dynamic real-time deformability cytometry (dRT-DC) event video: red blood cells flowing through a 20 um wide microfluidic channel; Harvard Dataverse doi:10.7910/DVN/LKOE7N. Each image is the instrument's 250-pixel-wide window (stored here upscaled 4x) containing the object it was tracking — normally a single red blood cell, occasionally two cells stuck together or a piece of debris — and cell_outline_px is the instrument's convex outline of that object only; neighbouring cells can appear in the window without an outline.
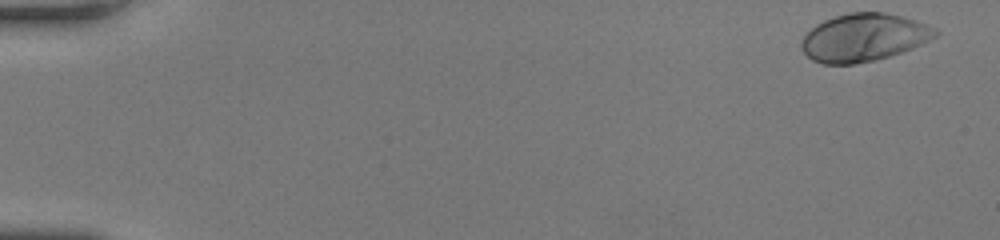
{"species": "human", "species_latin": "Homo sapiens", "temperature_condition": "room temperature", "stored_images_in_passage": 52, "camera_frame_rate_fps": 3000, "um_per_image_px": 0.085, "donor": {"sex": "female"}, "frame": {"image": 1, "passage_image": 1, "time_ms": 0.0, "image_size_px": [1000, 240], "cell_outline_px": [[940, 32], [936, 36], [912, 48], [876, 60], [852, 64], [824, 64], [812, 60], [800, 48], [800, 44], [804, 36], [816, 24], [824, 20], [848, 12], [884, 12], [900, 16], [936, 28]], "centroid_in_image_um": [73.39, 3.19], "position_along_channel_um": 11.6, "area_um2": 36.93}}
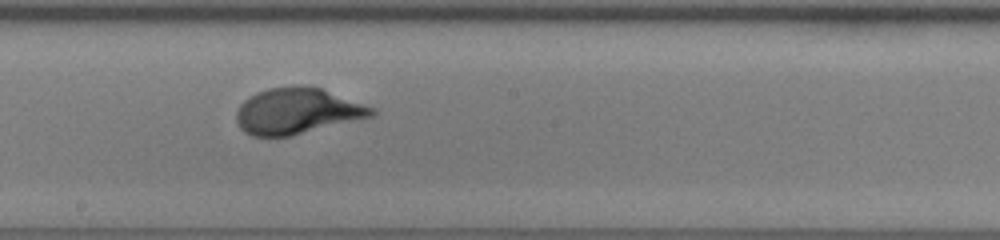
{"frame": {"image": 2, "passage_image": 30, "time_ms": 9.667, "image_size_px": [1000, 240], "cell_outline_px": [[376, 112], [372, 116], [292, 136], [252, 136], [244, 132], [240, 128], [236, 120], [236, 112], [240, 104], [244, 100], [256, 92], [268, 88], [300, 84], [320, 88], [376, 108]], "centroid_in_image_um": [25.24, 9.43], "position_along_channel_um": 223.0, "area_um2": 36.36}}
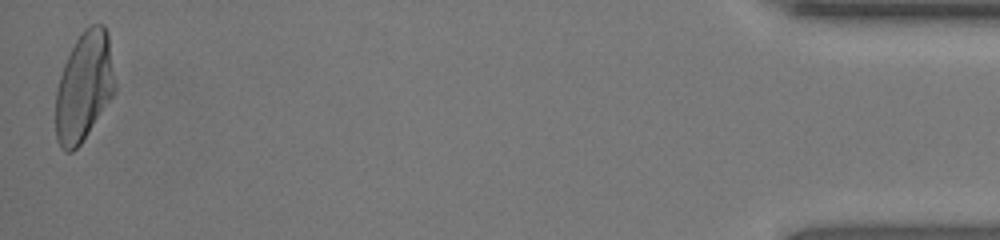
{"frame": {"image": 3, "passage_image": 52, "time_ms": 17.0, "image_size_px": [1000, 240], "cell_outline_px": [[116, 88], [112, 96], [80, 144], [72, 152], [64, 152], [60, 148], [56, 140], [56, 92], [60, 76], [64, 64], [76, 40], [84, 28], [92, 24], [104, 24], [108, 32]], "centroid_in_image_um": [7.14, 7.36], "position_along_channel_um": 428.1, "area_um2": 37.45}, "authors_computed_cell_mechanics": {"area_um2": 36.0961, "velocity_mm_per_s": 3.9692, "shape_relaxation_time_tau1_ms": 3.2813, "shape_relaxation_time_tau2_ms": null, "deformation_change_tau1": 0.2028, "deformation_change_tau2": null}}